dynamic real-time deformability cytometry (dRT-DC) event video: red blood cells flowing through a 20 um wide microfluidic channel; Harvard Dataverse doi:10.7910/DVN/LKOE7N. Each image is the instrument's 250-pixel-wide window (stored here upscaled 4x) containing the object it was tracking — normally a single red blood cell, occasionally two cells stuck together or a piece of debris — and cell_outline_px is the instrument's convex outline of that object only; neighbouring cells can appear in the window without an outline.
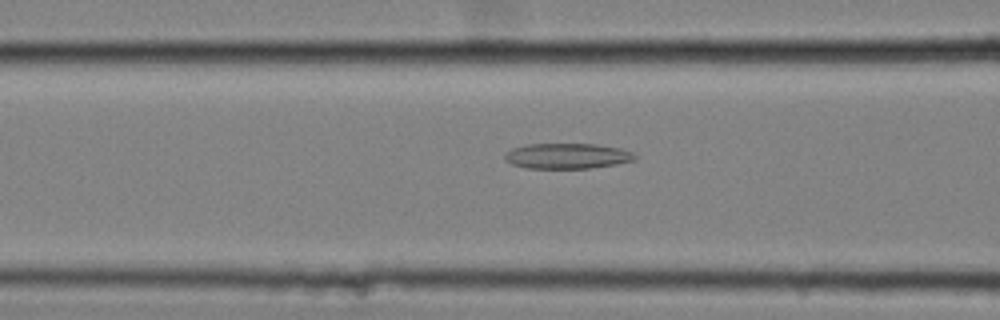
{"species": "common noctule bat (a hibernating species)", "species_latin": "Nyctalus noctula", "temperature_condition": "cold", "stored_images_in_passage": 34, "camera_frame_rate_fps": 3000, "um_per_image_px": 0.085, "animal": {"sex": "female", "body_mass_g": 25.1}, "frame": {"image": 1, "passage_image": 5, "time_ms": 1.333, "image_size_px": [1000, 320], "cell_outline_px": [[636, 160], [616, 164], [592, 168], [524, 168], [512, 164], [504, 156], [504, 152], [512, 148], [524, 144], [596, 144], [620, 148], [632, 152], [636, 156]], "centroid_in_image_um": [48.2, 13.25], "position_along_channel_um": 118.4, "area_um2": 19.36}}
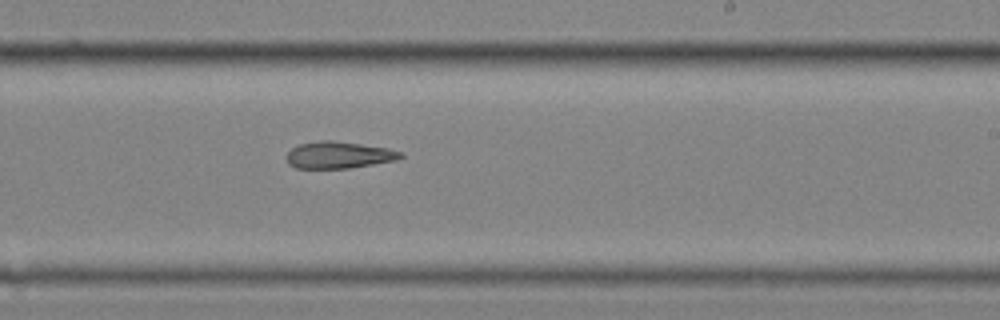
{"frame": {"image": 2, "passage_image": 17, "time_ms": 5.333, "image_size_px": [1000, 320], "cell_outline_px": [[404, 156], [400, 160], [348, 168], [296, 168], [288, 164], [284, 156], [292, 148], [300, 144], [320, 140], [332, 140], [388, 148], [400, 152]], "centroid_in_image_um": [28.78, 13.18], "position_along_channel_um": 260.2, "area_um2": 17.92}}
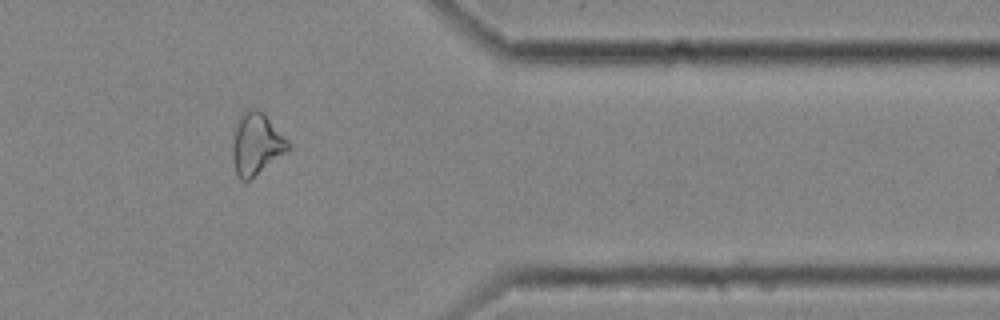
{"frame": {"image": 3, "passage_image": 29, "time_ms": 9.333, "image_size_px": [1000, 320], "cell_outline_px": [[292, 148], [288, 152], [248, 180], [240, 180], [236, 176], [232, 160], [232, 144], [236, 128], [244, 112], [248, 108], [256, 108], [264, 112], [288, 140]], "centroid_in_image_um": [21.82, 12.25], "position_along_channel_um": 389.6, "area_um2": 20.06}}